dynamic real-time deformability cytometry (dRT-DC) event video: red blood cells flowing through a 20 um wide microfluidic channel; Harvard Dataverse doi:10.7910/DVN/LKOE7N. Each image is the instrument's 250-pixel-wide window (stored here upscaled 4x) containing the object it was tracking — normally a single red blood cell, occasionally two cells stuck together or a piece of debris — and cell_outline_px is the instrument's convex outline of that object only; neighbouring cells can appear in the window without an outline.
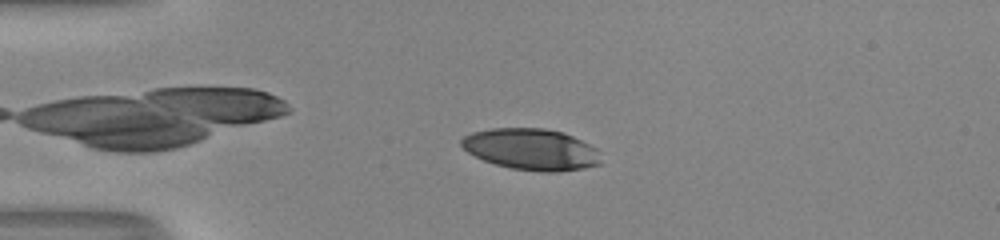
{"species": "human", "species_latin": "Homo sapiens", "temperature_condition": "room temperature", "stored_images_in_passage": 47, "camera_frame_rate_fps": 3000, "um_per_image_px": 0.085, "donor": {"sex": "male"}, "frame": {"image": 1, "passage_image": 8, "time_ms": 2.333, "image_size_px": [1000, 240], "cell_outline_px": [[600, 164], [584, 168], [560, 172], [540, 172], [512, 168], [496, 164], [484, 160], [468, 152], [460, 144], [460, 140], [464, 136], [472, 132], [492, 128], [544, 128], [564, 132], [596, 148], [600, 160]], "centroid_in_image_um": [45.15, 12.69], "position_along_channel_um": 39.9, "area_um2": 33.52}}
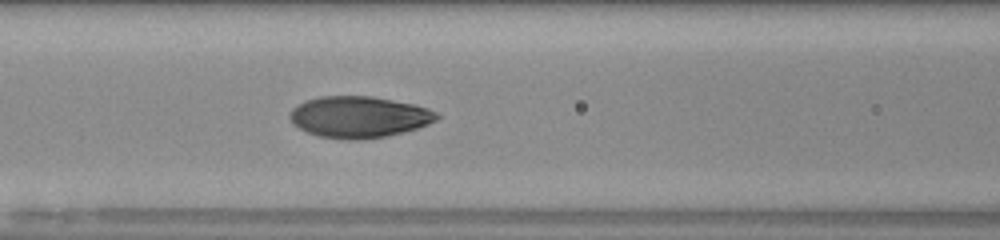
{"frame": {"image": 2, "passage_image": 18, "time_ms": 5.667, "image_size_px": [1000, 240], "cell_outline_px": [[440, 116], [436, 120], [428, 124], [416, 128], [384, 136], [360, 140], [348, 140], [320, 136], [308, 132], [292, 124], [288, 116], [292, 108], [304, 100], [320, 96], [372, 96], [412, 104], [428, 108], [436, 112]], "centroid_in_image_um": [30.47, 9.93], "position_along_channel_um": 136.1, "area_um2": 35.32}}
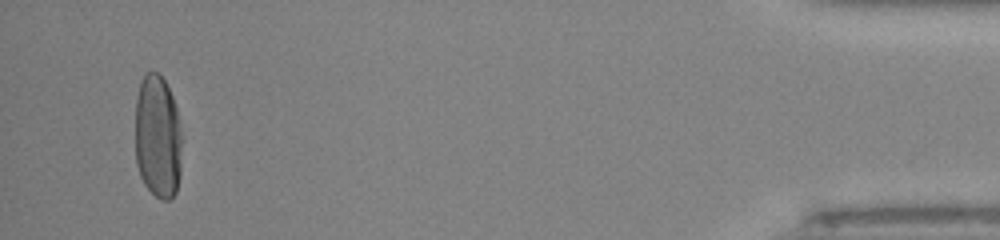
{"frame": {"image": 3, "passage_image": 45, "time_ms": 14.667, "image_size_px": [1000, 240], "cell_outline_px": [[180, 176], [176, 192], [168, 200], [160, 200], [144, 184], [140, 176], [136, 164], [136, 96], [140, 80], [148, 72], [156, 72], [164, 80], [172, 96], [180, 120]], "centroid_in_image_um": [13.39, 11.64], "position_along_channel_um": 421.8, "area_um2": 33.7}, "authors_computed_cell_mechanics": {"area_um2": 34.6222, "velocity_mm_per_s": 4.0412, "shape_relaxation_time_tau1_ms": 3.7881, "shape_relaxation_time_tau2_ms": null, "deformation_change_tau1": 0.2009, "deformation_change_tau2": null}}